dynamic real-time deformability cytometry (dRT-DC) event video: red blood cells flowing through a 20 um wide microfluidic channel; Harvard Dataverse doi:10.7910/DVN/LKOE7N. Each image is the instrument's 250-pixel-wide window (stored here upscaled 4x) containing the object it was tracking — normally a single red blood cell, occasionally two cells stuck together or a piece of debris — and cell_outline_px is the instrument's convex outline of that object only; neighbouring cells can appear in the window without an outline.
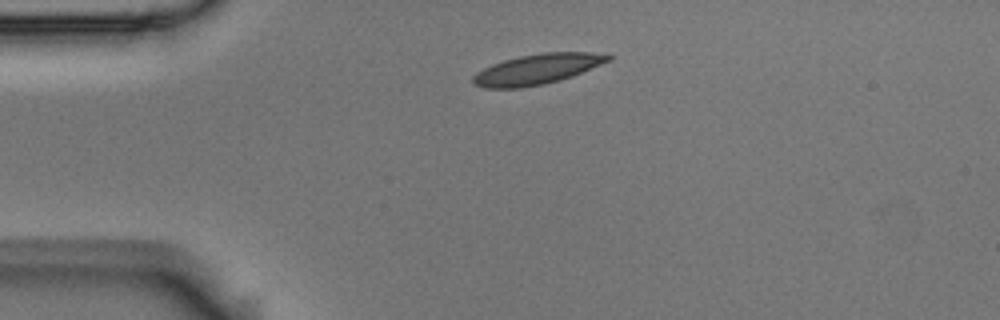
{"species": "Egyptian fruit bat (a non-hibernating species)", "species_latin": "Rousettus aegyptiacus", "temperature_condition": "room temperature", "stored_images_in_passage": 3, "camera_frame_rate_fps": 3000, "um_per_image_px": 0.085, "animal": {"sex": "male"}, "frame": {"image": 1, "passage_image": 1, "time_ms": 0.0, "image_size_px": [1000, 320], "cell_outline_px": [[612, 60], [572, 76], [560, 80], [544, 84], [520, 88], [484, 88], [476, 84], [472, 80], [472, 76], [476, 72], [492, 64], [504, 60], [520, 56], [540, 52], [608, 52], [612, 56]], "centroid_in_image_um": [45.72, 5.86], "position_along_channel_um": 39.3, "area_um2": 24.04}}
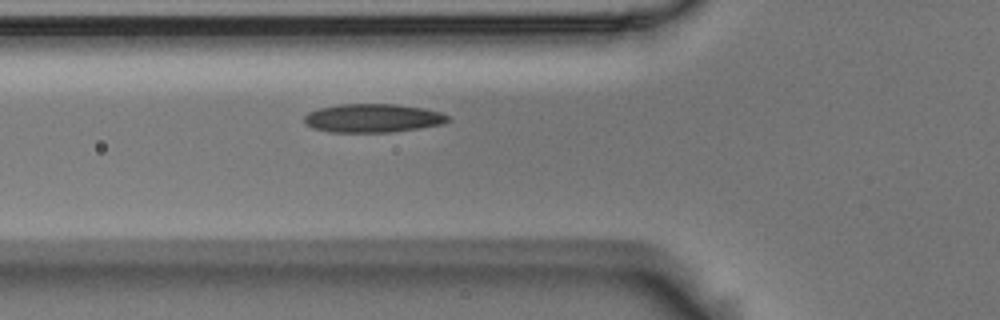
{"frame": {"image": 2, "passage_image": 3, "time_ms": 0.667, "image_size_px": [1000, 320], "cell_outline_px": [[448, 120], [444, 124], [388, 132], [328, 132], [312, 128], [304, 120], [304, 116], [308, 112], [320, 108], [340, 104], [396, 104], [424, 108], [440, 112], [448, 116]], "centroid_in_image_um": [31.67, 10.04], "position_along_channel_um": 94.1, "area_um2": 23.76}}